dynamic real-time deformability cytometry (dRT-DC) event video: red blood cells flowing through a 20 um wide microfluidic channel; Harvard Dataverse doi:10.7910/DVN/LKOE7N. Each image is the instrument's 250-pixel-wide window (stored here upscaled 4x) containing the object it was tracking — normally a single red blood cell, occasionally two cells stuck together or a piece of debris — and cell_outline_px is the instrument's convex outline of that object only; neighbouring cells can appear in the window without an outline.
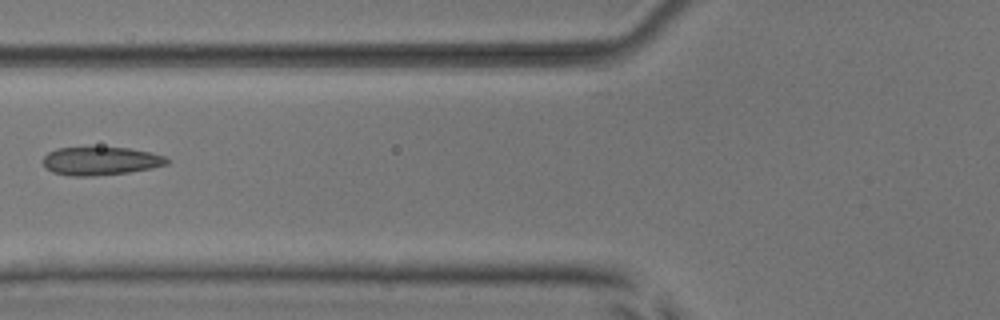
{"species": "common noctule bat (a hibernating species)", "species_latin": "Nyctalus noctula", "temperature_condition": "room temperature", "stored_images_in_passage": 6, "camera_frame_rate_fps": 3000, "um_per_image_px": 0.085, "animal": {"sex": "male", "body_mass_g": 17.9, "forearm_length_mm": 54.2}, "frame": {"image": 1, "passage_image": 6, "time_ms": 6.667, "image_size_px": [1000, 320], "cell_outline_px": [[168, 164], [152, 168], [128, 172], [92, 176], [68, 176], [52, 172], [44, 168], [44, 156], [48, 152], [56, 148], [128, 148], [152, 152], [164, 156], [168, 160]], "centroid_in_image_um": [8.53, 13.69], "position_along_channel_um": 117.3, "area_um2": 20.35}}